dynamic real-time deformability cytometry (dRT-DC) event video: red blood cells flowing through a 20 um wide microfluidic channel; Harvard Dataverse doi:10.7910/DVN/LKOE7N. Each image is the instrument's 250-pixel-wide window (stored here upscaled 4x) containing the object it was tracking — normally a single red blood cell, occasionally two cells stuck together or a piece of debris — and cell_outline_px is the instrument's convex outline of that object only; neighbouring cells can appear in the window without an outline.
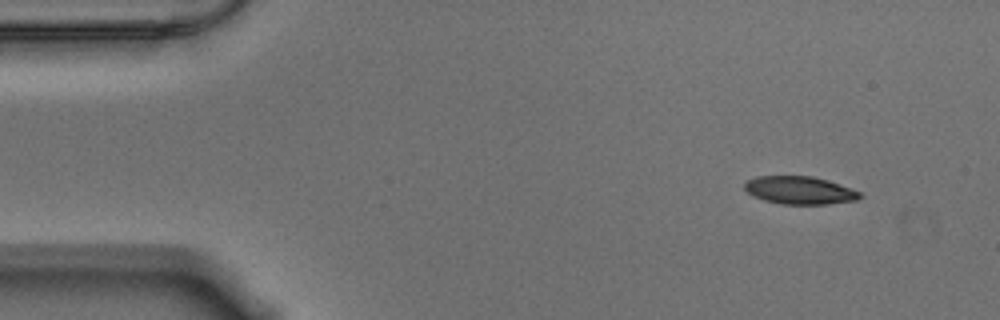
{"species": "Egyptian fruit bat (a non-hibernating species)", "species_latin": "Rousettus aegyptiacus", "temperature_condition": "warm", "stored_images_in_passage": 52, "camera_frame_rate_fps": 3000, "um_per_image_px": 0.085, "animal": {"sex": "male"}, "frame": {"image": 1, "passage_image": 1, "time_ms": 0.0, "image_size_px": [1000, 320], "cell_outline_px": [[864, 196], [856, 200], [828, 204], [780, 204], [764, 200], [752, 196], [744, 188], [744, 184], [748, 180], [756, 176], [812, 176], [828, 180], [860, 192]], "centroid_in_image_um": [67.96, 16.17], "position_along_channel_um": 17.0, "area_um2": 18.73}}
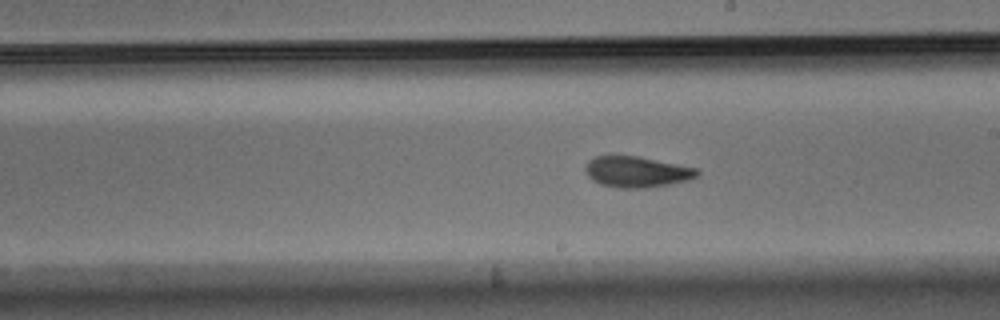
{"frame": {"image": 2, "passage_image": 27, "time_ms": 8.667, "image_size_px": [1000, 320], "cell_outline_px": [[700, 172], [696, 176], [688, 180], [648, 188], [616, 188], [600, 184], [592, 180], [588, 176], [584, 168], [588, 160], [596, 156], [636, 156], [696, 168]], "centroid_in_image_um": [54.08, 14.62], "position_along_channel_um": 234.9, "area_um2": 20.0}}
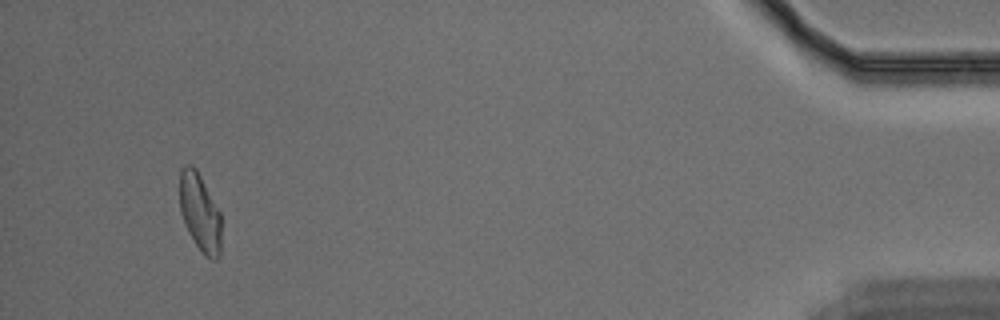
{"frame": {"image": 3, "passage_image": 49, "time_ms": 16.0, "image_size_px": [1000, 320], "cell_outline_px": [[220, 256], [216, 260], [212, 260], [204, 256], [188, 232], [184, 224], [180, 212], [180, 168], [184, 164], [192, 164], [196, 168], [220, 212]], "centroid_in_image_um": [16.97, 18.05], "position_along_channel_um": 418.2, "area_um2": 18.96}, "authors_computed_cell_mechanics": {"area_um2": 19.7965, "velocity_mm_per_s": 3.5317, "shape_relaxation_time_tau1_ms": 4.1855, "shape_relaxation_time_tau2_ms": 3.3748, "deformation_change_tau1": 0.1681, "deformation_change_tau2": 0.0891}}